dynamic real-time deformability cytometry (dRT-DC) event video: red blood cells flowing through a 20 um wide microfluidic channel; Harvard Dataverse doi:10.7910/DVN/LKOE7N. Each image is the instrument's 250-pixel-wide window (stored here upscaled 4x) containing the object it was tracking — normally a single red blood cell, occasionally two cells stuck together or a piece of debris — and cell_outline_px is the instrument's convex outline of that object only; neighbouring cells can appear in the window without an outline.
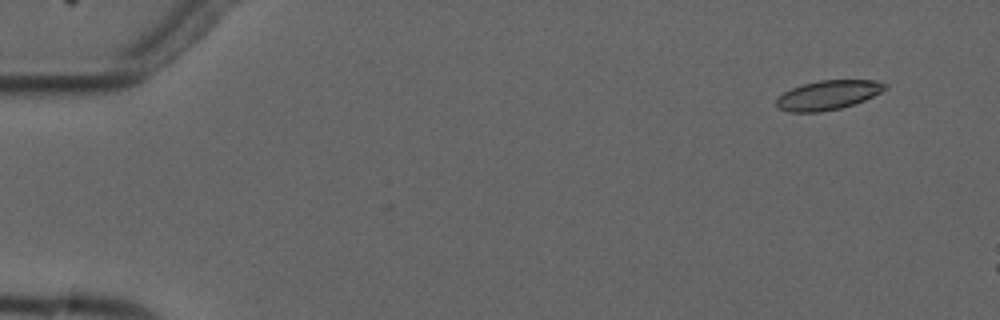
{"species": "common noctule bat (a hibernating species)", "species_latin": "Nyctalus noctula", "temperature_condition": "cold", "stored_images_in_passage": 6, "camera_frame_rate_fps": 3000, "um_per_image_px": 0.085, "animal": {"sex": "male", "forearm_length_mm": 52.5}, "frame": {"image": 1, "passage_image": 2, "time_ms": 1.333, "image_size_px": [1000, 320], "cell_outline_px": [[888, 88], [864, 100], [840, 108], [820, 112], [788, 112], [780, 108], [776, 104], [776, 100], [784, 92], [792, 88], [804, 84], [820, 80], [876, 80], [888, 84]], "centroid_in_image_um": [70.4, 8.07], "position_along_channel_um": 14.6, "area_um2": 18.38}}